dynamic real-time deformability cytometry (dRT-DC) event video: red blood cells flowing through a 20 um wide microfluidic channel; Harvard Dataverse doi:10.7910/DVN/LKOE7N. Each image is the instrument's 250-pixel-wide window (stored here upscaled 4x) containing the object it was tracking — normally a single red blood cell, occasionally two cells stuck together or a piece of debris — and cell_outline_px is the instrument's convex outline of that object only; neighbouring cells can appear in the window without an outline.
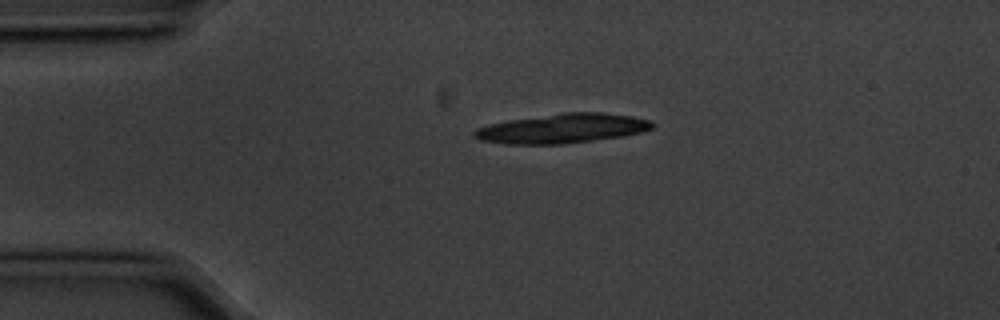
{"species": "common noctule bat (a hibernating species)", "species_latin": "Nyctalus noctula", "temperature_condition": "cold", "stored_images_in_passage": 4, "camera_frame_rate_fps": 3000, "um_per_image_px": 0.085, "animal": {"sex": "male", "body_mass_g": 20.1, "forearm_length_mm": 53.5}, "frame": {"image": 1, "passage_image": 4, "time_ms": 1.0, "image_size_px": [1000, 320], "cell_outline_px": [[652, 128], [640, 132], [624, 136], [560, 144], [508, 144], [480, 140], [472, 136], [472, 132], [476, 128], [488, 124], [508, 120], [564, 112], [604, 112], [632, 116], [652, 120]], "centroid_in_image_um": [47.77, 10.91], "position_along_channel_um": 37.2, "area_um2": 30.58}}